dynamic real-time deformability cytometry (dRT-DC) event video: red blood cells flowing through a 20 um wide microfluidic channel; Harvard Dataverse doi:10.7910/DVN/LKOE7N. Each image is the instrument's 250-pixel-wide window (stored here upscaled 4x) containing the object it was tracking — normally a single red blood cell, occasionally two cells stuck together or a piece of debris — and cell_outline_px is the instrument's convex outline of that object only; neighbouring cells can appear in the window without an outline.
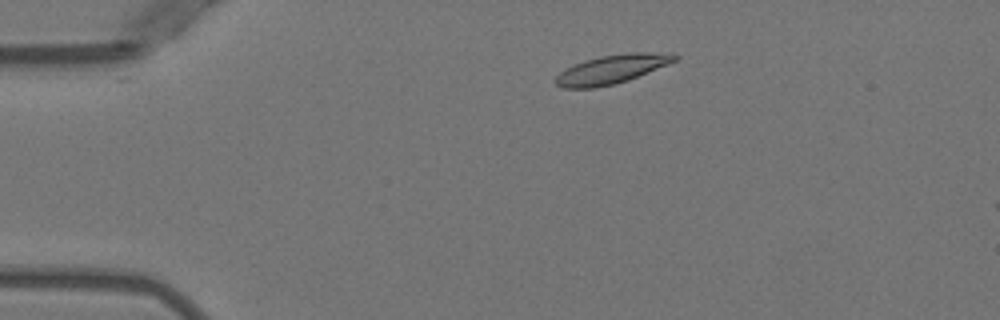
{"species": "Egyptian fruit bat (a non-hibernating species)", "species_latin": "Rousettus aegyptiacus", "temperature_condition": "warm", "stored_images_in_passage": 4, "camera_frame_rate_fps": 3000, "um_per_image_px": 0.085, "animal": {"sex": "female"}, "frame": {"image": 1, "passage_image": 2, "time_ms": 2.0, "image_size_px": [1000, 320], "cell_outline_px": [[680, 56], [676, 60], [668, 64], [628, 80], [596, 88], [564, 88], [556, 84], [552, 80], [560, 72], [584, 60], [600, 56], [628, 52], [668, 52]], "centroid_in_image_um": [52.01, 5.87], "position_along_channel_um": 33.0, "area_um2": 20.0}}